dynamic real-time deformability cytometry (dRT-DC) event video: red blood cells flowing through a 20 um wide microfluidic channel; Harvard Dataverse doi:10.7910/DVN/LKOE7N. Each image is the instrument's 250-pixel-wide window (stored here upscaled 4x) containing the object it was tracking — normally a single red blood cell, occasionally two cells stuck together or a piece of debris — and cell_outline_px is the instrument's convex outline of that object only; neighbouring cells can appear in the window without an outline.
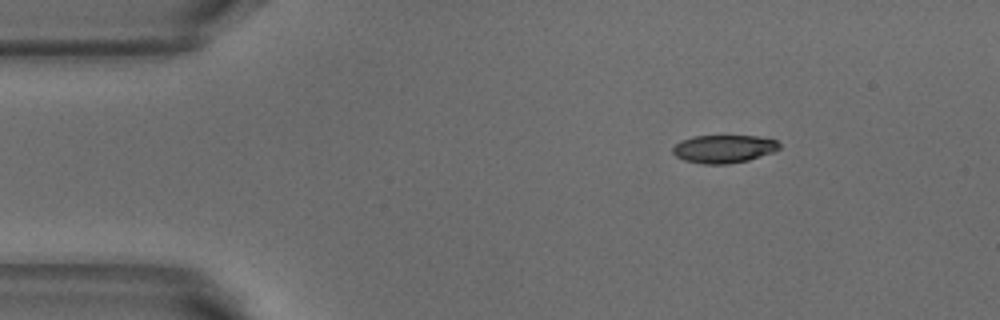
{"species": "common noctule bat (a hibernating species)", "species_latin": "Nyctalus noctula", "temperature_condition": "warm", "stored_images_in_passage": 46, "camera_frame_rate_fps": 3000, "um_per_image_px": 0.085, "animal": {"sex": "male", "body_mass_g": 18.8}, "frame": {"image": 1, "passage_image": 1, "time_ms": 0.0, "image_size_px": [1000, 320], "cell_outline_px": [[780, 148], [772, 152], [748, 160], [728, 164], [704, 164], [684, 160], [676, 156], [672, 152], [672, 148], [680, 140], [696, 136], [756, 136], [776, 140], [780, 144]], "centroid_in_image_um": [61.5, 12.65], "position_along_channel_um": 23.5, "area_um2": 17.28}}
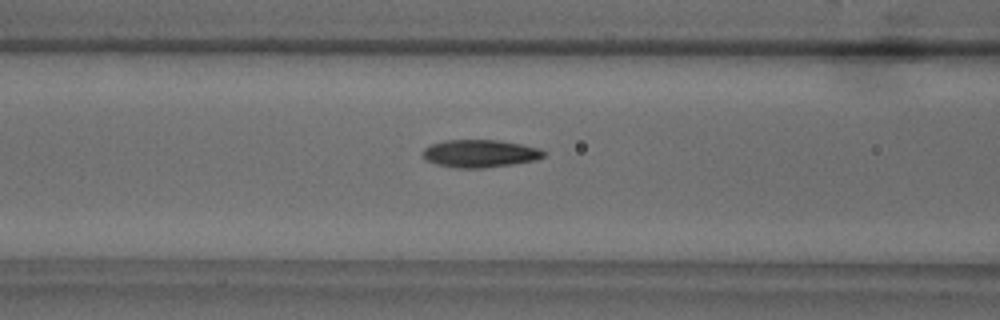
{"frame": {"image": 2, "passage_image": 14, "time_ms": 4.333, "image_size_px": [1000, 320], "cell_outline_px": [[544, 156], [536, 160], [512, 164], [484, 168], [456, 168], [436, 164], [424, 160], [424, 148], [428, 144], [444, 140], [500, 140], [540, 148], [544, 152]], "centroid_in_image_um": [40.76, 13.04], "position_along_channel_um": 125.8, "area_um2": 19.59}}
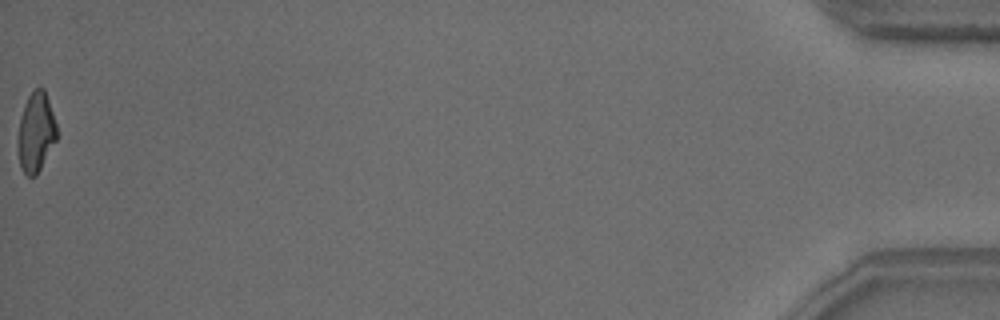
{"frame": {"image": 3, "passage_image": 46, "time_ms": 15.0, "image_size_px": [1000, 320], "cell_outline_px": [[56, 140], [36, 176], [28, 176], [24, 172], [20, 164], [16, 148], [16, 140], [20, 116], [24, 104], [28, 96], [36, 88], [44, 88], [56, 124]], "centroid_in_image_um": [3.01, 11.25], "position_along_channel_um": 432.2, "area_um2": 18.03}, "authors_computed_cell_mechanics": {"area_um2": 18.9584, "velocity_mm_per_s": 3.843, "shape_relaxation_time_tau1_ms": 6.032, "shape_relaxation_time_tau2_ms": 2.1771, "deformation_change_tau1": 0.2104, "deformation_change_tau2": 0.1022}}